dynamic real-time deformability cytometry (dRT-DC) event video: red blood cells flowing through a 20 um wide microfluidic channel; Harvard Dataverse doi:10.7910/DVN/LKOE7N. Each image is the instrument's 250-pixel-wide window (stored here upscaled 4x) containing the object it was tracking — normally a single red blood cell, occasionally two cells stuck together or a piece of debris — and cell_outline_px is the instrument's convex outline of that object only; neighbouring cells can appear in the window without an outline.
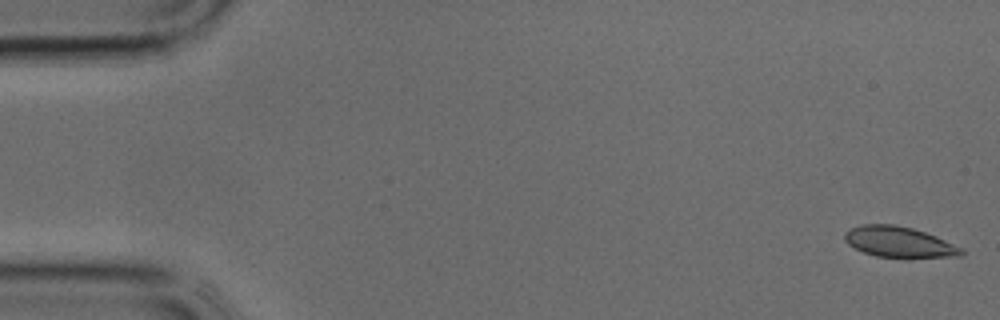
{"species": "common noctule bat (a hibernating species)", "species_latin": "Nyctalus noctula", "temperature_condition": "cold", "stored_images_in_passage": 38, "camera_frame_rate_fps": 3000, "um_per_image_px": 0.085, "animal": {"sex": "male", "body_mass_g": 17.9, "forearm_length_mm": 54.2}, "frame": {"image": 1, "passage_image": 1, "time_ms": 0.0, "image_size_px": [1000, 320], "cell_outline_px": [[964, 256], [908, 260], [876, 256], [864, 252], [848, 244], [844, 240], [844, 232], [852, 228], [864, 224], [892, 224], [912, 228], [936, 236], [964, 248]], "centroid_in_image_um": [76.5, 20.62], "position_along_channel_um": 8.5, "area_um2": 21.68}}
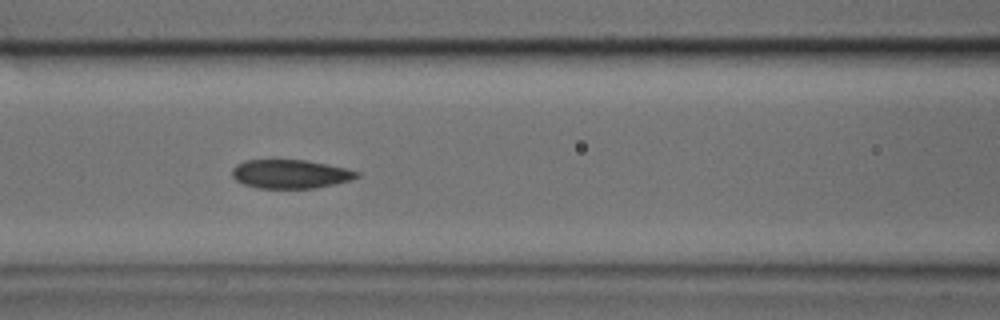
{"frame": {"image": 2, "passage_image": 16, "time_ms": 5.0, "image_size_px": [1000, 320], "cell_outline_px": [[360, 176], [352, 180], [316, 188], [256, 188], [244, 184], [236, 180], [232, 176], [232, 168], [236, 164], [244, 160], [304, 160], [348, 168], [360, 172]], "centroid_in_image_um": [24.69, 14.79], "position_along_channel_um": 141.9, "area_um2": 21.04}}
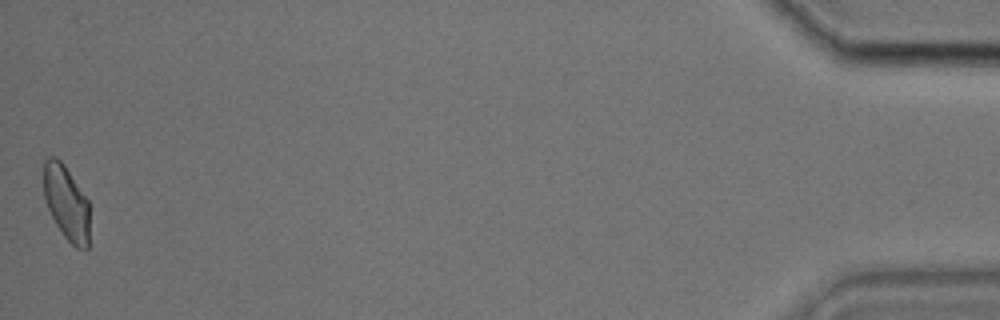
{"frame": {"image": 3, "passage_image": 38, "time_ms": 12.333, "image_size_px": [1000, 320], "cell_outline_px": [[88, 248], [76, 248], [64, 236], [56, 224], [48, 208], [44, 196], [44, 160], [48, 156], [56, 156], [64, 164], [88, 200]], "centroid_in_image_um": [5.63, 17.2], "position_along_channel_um": 429.6, "area_um2": 19.71}}